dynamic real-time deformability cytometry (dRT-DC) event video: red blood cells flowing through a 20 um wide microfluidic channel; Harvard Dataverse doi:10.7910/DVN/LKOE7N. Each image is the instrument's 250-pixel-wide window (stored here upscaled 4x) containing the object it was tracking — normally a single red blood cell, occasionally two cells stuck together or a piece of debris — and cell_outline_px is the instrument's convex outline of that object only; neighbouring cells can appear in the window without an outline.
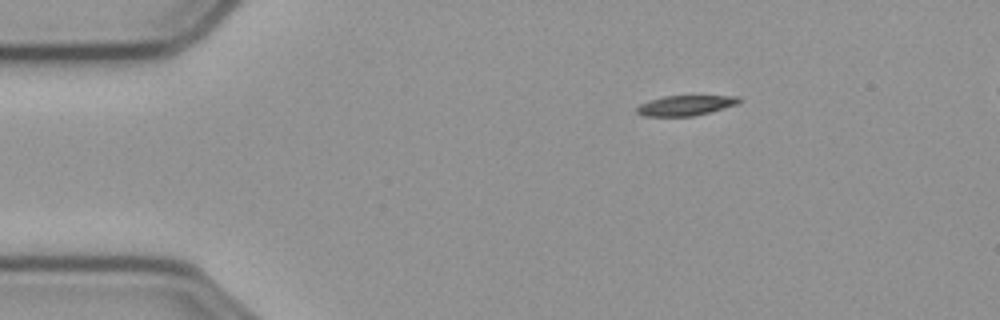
{"species": "common noctule bat (a hibernating species)", "species_latin": "Nyctalus noctula", "temperature_condition": "cold", "stored_images_in_passage": 29, "camera_frame_rate_fps": 3000, "um_per_image_px": 0.085, "animal": {"sex": "male", "body_mass_g": 23.1, "forearm_length_mm": 52.7}, "frame": {"image": 1, "passage_image": 1, "time_ms": 0.0, "image_size_px": [1000, 320], "cell_outline_px": [[744, 100], [736, 104], [724, 108], [692, 116], [644, 116], [636, 112], [636, 108], [640, 104], [648, 100], [664, 96], [740, 96]], "centroid_in_image_um": [58.26, 8.95], "position_along_channel_um": 26.7, "area_um2": 11.96}}
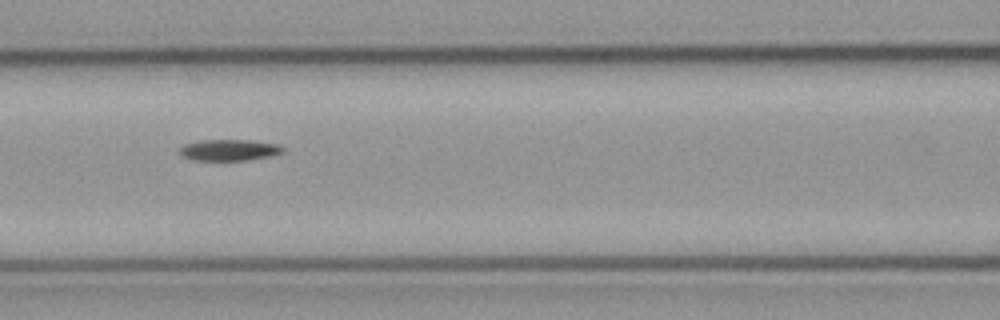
{"frame": {"image": 2, "passage_image": 16, "time_ms": 5.0, "image_size_px": [1000, 320], "cell_outline_px": [[284, 152], [268, 156], [244, 160], [192, 160], [184, 156], [180, 152], [180, 148], [184, 144], [200, 140], [248, 140], [276, 144], [284, 148]], "centroid_in_image_um": [19.45, 12.74], "position_along_channel_um": 147.1, "area_um2": 12.54}}
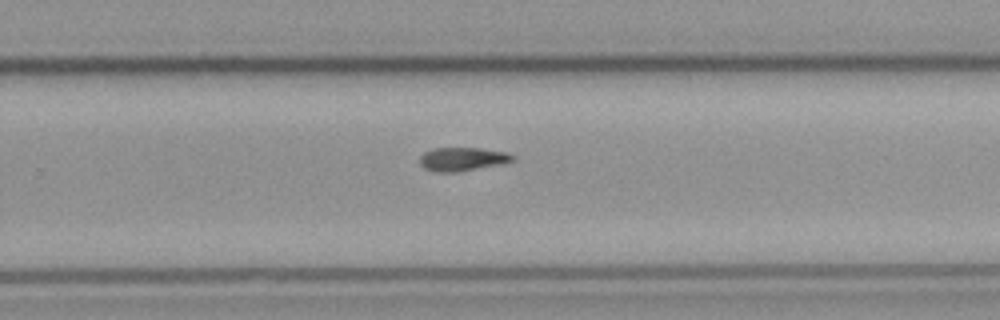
{"frame": {"image": 3, "passage_image": 28, "time_ms": 9.0, "image_size_px": [1000, 320], "cell_outline_px": [[516, 160], [504, 164], [456, 172], [436, 172], [424, 168], [420, 164], [420, 156], [424, 152], [432, 148], [480, 148], [508, 152], [516, 156]], "centroid_in_image_um": [39.36, 13.52], "position_along_channel_um": 290.4, "area_um2": 13.01}}